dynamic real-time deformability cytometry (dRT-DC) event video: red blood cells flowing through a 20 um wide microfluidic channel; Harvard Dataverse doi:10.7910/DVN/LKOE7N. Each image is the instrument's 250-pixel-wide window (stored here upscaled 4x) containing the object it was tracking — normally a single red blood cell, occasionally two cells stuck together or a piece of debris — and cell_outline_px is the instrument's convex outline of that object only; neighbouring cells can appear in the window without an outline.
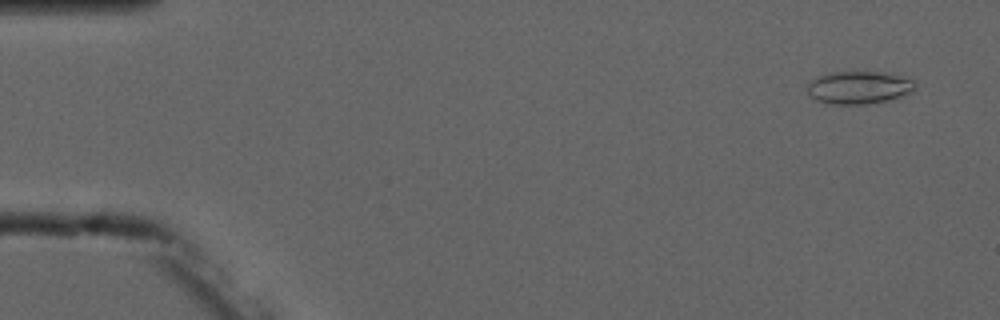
{"species": "common noctule bat (a hibernating species)", "species_latin": "Nyctalus noctula", "temperature_condition": "cold", "stored_images_in_passage": 6, "camera_frame_rate_fps": 3000, "um_per_image_px": 0.085, "animal": {"sex": "male", "forearm_length_mm": 52.5}, "frame": {"image": 1, "passage_image": 1, "time_ms": 0.0, "image_size_px": [1000, 320], "cell_outline_px": [[916, 88], [912, 92], [888, 100], [868, 104], [832, 104], [816, 100], [808, 92], [808, 84], [812, 80], [820, 76], [832, 72], [888, 72], [912, 76], [916, 80]], "centroid_in_image_um": [73.13, 7.42], "position_along_channel_um": 11.9, "area_um2": 20.87}}
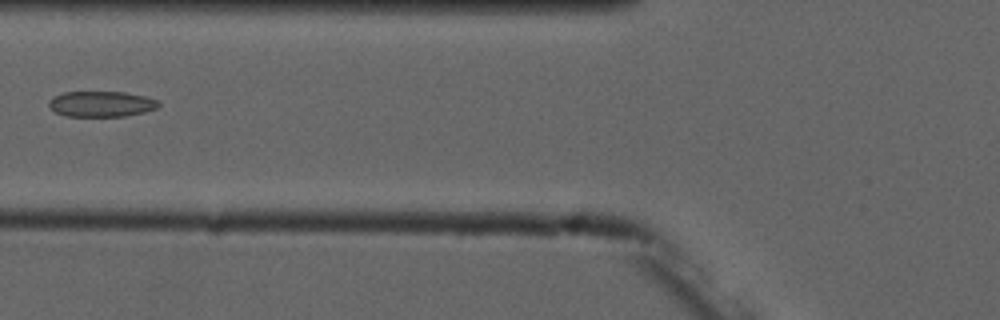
{"frame": {"image": 2, "passage_image": 6, "time_ms": 6.0, "image_size_px": [1000, 320], "cell_outline_px": [[160, 108], [144, 112], [124, 116], [64, 116], [56, 112], [48, 104], [48, 100], [64, 92], [124, 92], [144, 96], [160, 100]], "centroid_in_image_um": [8.66, 8.84], "position_along_channel_um": 117.1, "area_um2": 16.42}}